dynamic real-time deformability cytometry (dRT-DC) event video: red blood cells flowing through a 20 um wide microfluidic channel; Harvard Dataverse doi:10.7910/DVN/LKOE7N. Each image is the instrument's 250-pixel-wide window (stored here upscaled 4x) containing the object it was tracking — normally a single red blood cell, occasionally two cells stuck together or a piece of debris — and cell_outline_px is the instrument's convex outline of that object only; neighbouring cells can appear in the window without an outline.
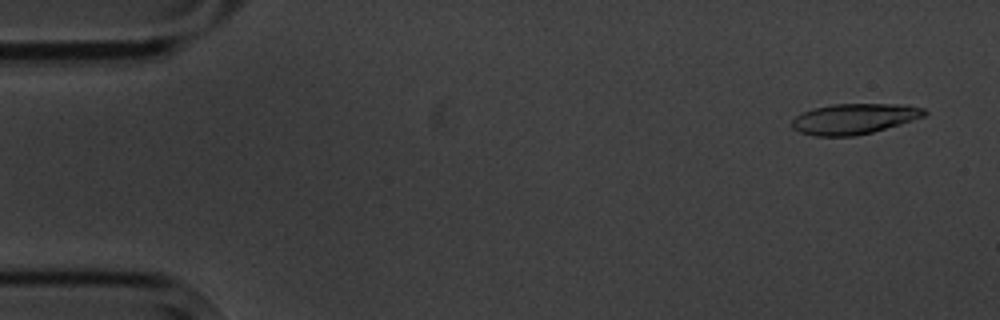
{"species": "common noctule bat (a hibernating species)", "species_latin": "Nyctalus noctula", "temperature_condition": "cold", "stored_images_in_passage": 3, "camera_frame_rate_fps": 3000, "um_per_image_px": 0.085, "animal": {"sex": "male", "body_mass_g": 20.1, "forearm_length_mm": 53.5}, "frame": {"image": 1, "passage_image": 1, "time_ms": 0.0, "image_size_px": [1000, 320], "cell_outline_px": [[928, 112], [924, 116], [900, 124], [872, 132], [852, 136], [816, 136], [800, 132], [792, 128], [792, 120], [796, 116], [804, 112], [816, 108], [832, 104], [908, 104], [924, 108]], "centroid_in_image_um": [72.63, 10.09], "position_along_channel_um": 12.4, "area_um2": 23.41}}